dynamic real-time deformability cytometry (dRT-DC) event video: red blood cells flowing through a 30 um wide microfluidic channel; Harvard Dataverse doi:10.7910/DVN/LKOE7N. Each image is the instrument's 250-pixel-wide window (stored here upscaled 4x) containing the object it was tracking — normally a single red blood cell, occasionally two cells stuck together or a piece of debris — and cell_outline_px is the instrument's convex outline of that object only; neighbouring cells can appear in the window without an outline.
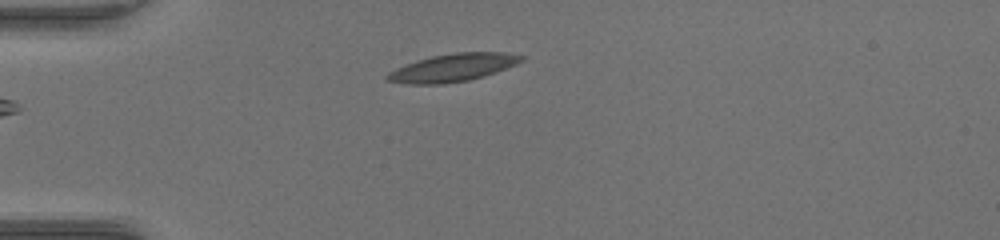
{"species": "common noctule bat (a hibernating species)", "species_latin": "Nyctalus noctula", "temperature_condition": "warm", "stored_images_in_passage": 39, "camera_frame_rate_fps": 3000, "um_per_image_px": 0.085, "animal": {"sex": "female", "body_mass_g": 17.0, "forearm_length_mm": 48.0}, "frame": {"image": 1, "passage_image": 1, "time_ms": 0.0, "image_size_px": [1000, 240], "cell_outline_px": [[524, 60], [516, 64], [496, 72], [484, 76], [468, 80], [440, 84], [408, 84], [384, 80], [384, 76], [388, 72], [396, 68], [416, 60], [432, 56], [456, 52], [504, 52], [524, 56]], "centroid_in_image_um": [38.46, 5.75], "position_along_channel_um": 46.5, "area_um2": 21.73}}
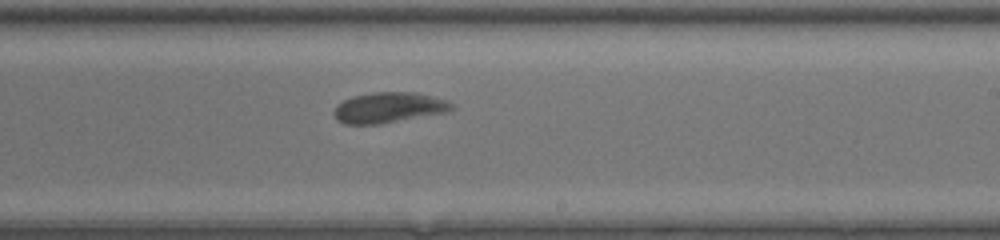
{"frame": {"image": 2, "passage_image": 19, "time_ms": 6.0, "image_size_px": [1000, 240], "cell_outline_px": [[456, 108], [448, 112], [380, 124], [344, 124], [336, 120], [332, 112], [336, 104], [352, 96], [372, 92], [416, 92], [448, 100]], "centroid_in_image_um": [33.03, 9.14], "position_along_channel_um": 256.0, "area_um2": 21.27}}
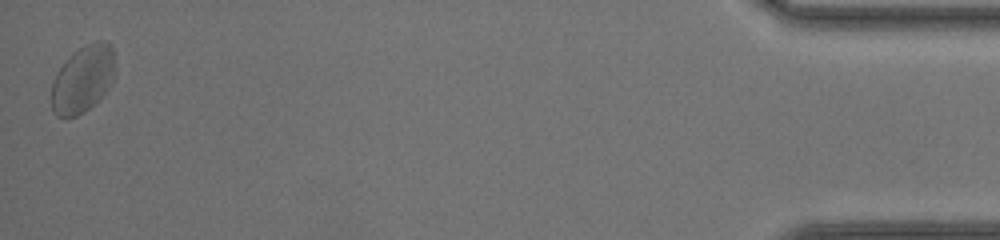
{"frame": {"image": 3, "passage_image": 39, "time_ms": 12.667, "image_size_px": [1000, 240], "cell_outline_px": [[116, 68], [112, 80], [108, 88], [84, 112], [76, 116], [56, 116], [52, 112], [52, 80], [60, 68], [80, 48], [96, 40], [104, 40], [112, 48]], "centroid_in_image_um": [7.05, 6.72], "position_along_channel_um": 428.2, "area_um2": 24.28}, "authors_computed_cell_mechanics": {"area_um2": 21.386, "velocity_mm_per_s": 3.9236, "shape_relaxation_time_tau1_ms": 2.7605, "shape_relaxation_time_tau2_ms": 1.3963, "deformation_change_tau1": 0.122, "deformation_change_tau2": 0.0627}}